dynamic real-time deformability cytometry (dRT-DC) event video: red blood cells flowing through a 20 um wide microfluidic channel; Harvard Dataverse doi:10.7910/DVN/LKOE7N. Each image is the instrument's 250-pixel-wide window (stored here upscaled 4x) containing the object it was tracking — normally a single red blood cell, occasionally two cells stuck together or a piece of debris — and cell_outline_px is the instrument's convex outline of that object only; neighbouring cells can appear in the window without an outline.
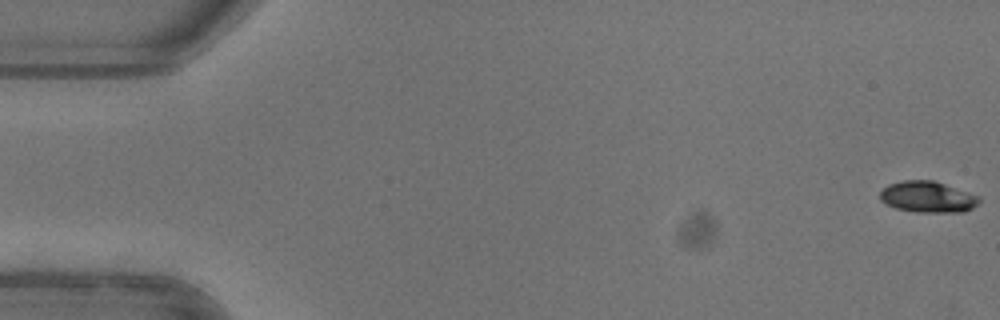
{"species": "common noctule bat (a hibernating species)", "species_latin": "Nyctalus noctula", "temperature_condition": "warm", "stored_images_in_passage": 14, "camera_frame_rate_fps": 3000, "um_per_image_px": 0.085, "animal": {"sex": "female"}, "frame": {"image": 1, "passage_image": 1, "time_ms": 0.0, "image_size_px": [1000, 320], "cell_outline_px": [[980, 200], [972, 208], [964, 212], [916, 212], [896, 208], [880, 200], [880, 192], [888, 184], [904, 180], [932, 180], [980, 196]], "centroid_in_image_um": [78.85, 16.74], "position_along_channel_um": 6.2, "area_um2": 17.86}}
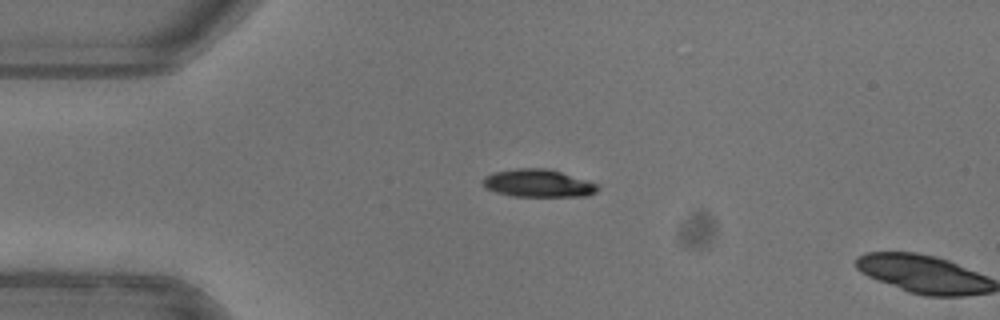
{"frame": {"image": 2, "passage_image": 13, "time_ms": 4.0, "image_size_px": [1000, 320], "cell_outline_px": [[600, 188], [596, 192], [588, 196], [512, 196], [496, 192], [484, 188], [484, 176], [496, 172], [516, 168], [548, 168], [596, 184]], "centroid_in_image_um": [45.72, 15.58], "position_along_channel_um": 39.3, "area_um2": 18.32}}